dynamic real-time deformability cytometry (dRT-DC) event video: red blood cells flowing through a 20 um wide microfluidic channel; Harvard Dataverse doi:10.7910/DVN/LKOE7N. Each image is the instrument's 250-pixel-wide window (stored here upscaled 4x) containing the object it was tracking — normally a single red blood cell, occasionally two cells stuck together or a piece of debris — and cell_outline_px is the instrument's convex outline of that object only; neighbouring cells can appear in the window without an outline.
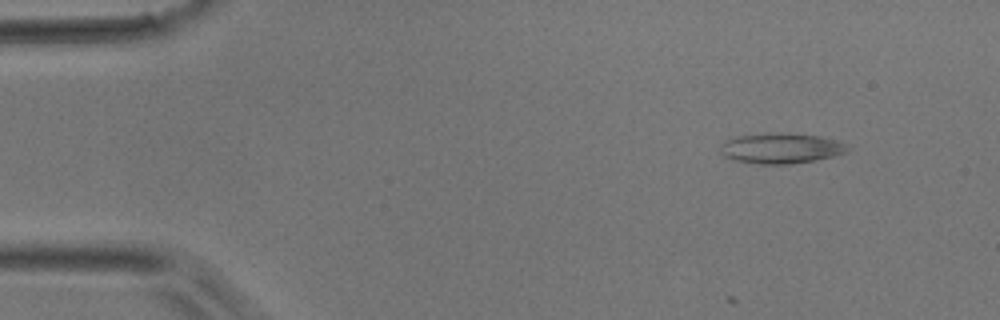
{"species": "common noctule bat (a hibernating species)", "species_latin": "Nyctalus noctula", "temperature_condition": "room temperature", "stored_images_in_passage": 5, "camera_frame_rate_fps": 3000, "um_per_image_px": 0.085, "animal": {"sex": "male", "body_mass_g": 17.9}, "frame": {"image": 1, "passage_image": 1, "time_ms": 0.0, "image_size_px": [1000, 320], "cell_outline_px": [[848, 152], [832, 156], [812, 160], [788, 164], [760, 164], [732, 160], [724, 156], [720, 152], [720, 144], [724, 140], [736, 136], [764, 132], [788, 132], [820, 136], [836, 140], [848, 144]], "centroid_in_image_um": [66.33, 12.57], "position_along_channel_um": 18.7, "area_um2": 22.95}}